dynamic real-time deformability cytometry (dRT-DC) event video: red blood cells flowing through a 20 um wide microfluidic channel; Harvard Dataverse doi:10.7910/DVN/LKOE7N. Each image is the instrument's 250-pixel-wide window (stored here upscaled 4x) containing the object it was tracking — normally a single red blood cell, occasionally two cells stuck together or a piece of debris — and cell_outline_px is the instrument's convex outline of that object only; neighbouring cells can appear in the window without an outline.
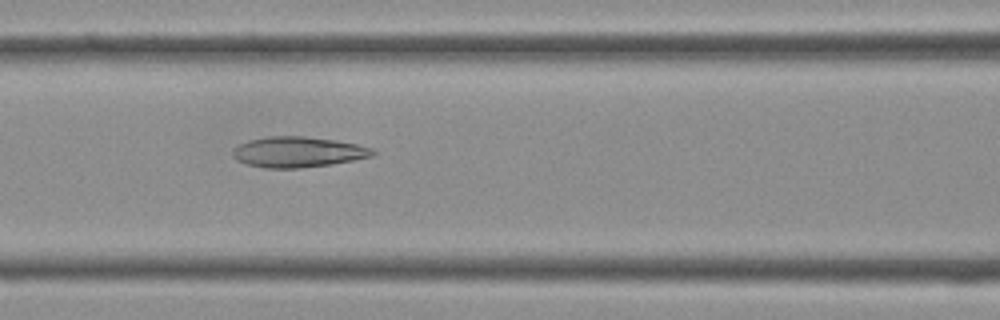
{"species": "Egyptian fruit bat (a non-hibernating species)", "species_latin": "Rousettus aegyptiacus", "temperature_condition": "cold", "stored_images_in_passage": 40, "camera_frame_rate_fps": 3000, "um_per_image_px": 0.085, "frame": {"image": 1, "passage_image": 17, "time_ms": 5.333, "image_size_px": [1000, 320], "cell_outline_px": [[376, 156], [332, 164], [296, 168], [264, 168], [248, 164], [236, 160], [232, 156], [232, 148], [248, 140], [264, 136], [304, 136], [336, 140], [356, 144], [372, 148], [376, 152]], "centroid_in_image_um": [25.32, 12.91], "position_along_channel_um": 141.3, "area_um2": 25.14}}
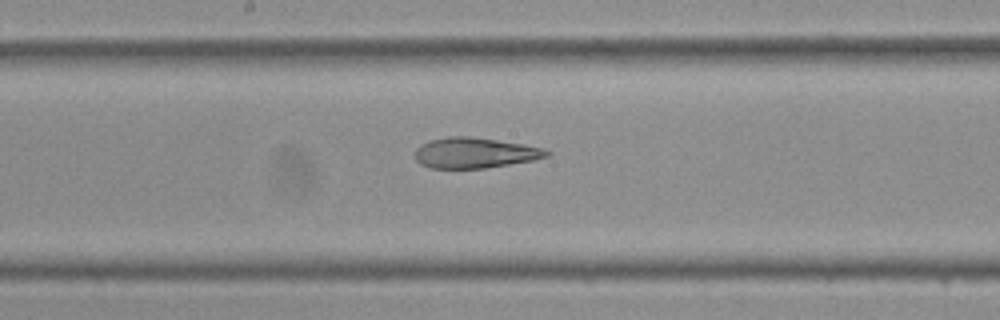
{"frame": {"image": 2, "passage_image": 21, "time_ms": 6.667, "image_size_px": [1000, 320], "cell_outline_px": [[552, 152], [548, 156], [532, 160], [484, 168], [428, 168], [420, 164], [416, 160], [416, 148], [420, 144], [428, 140], [448, 136], [468, 136], [524, 144], [544, 148]], "centroid_in_image_um": [40.33, 12.98], "position_along_channel_um": 207.9, "area_um2": 23.41}}
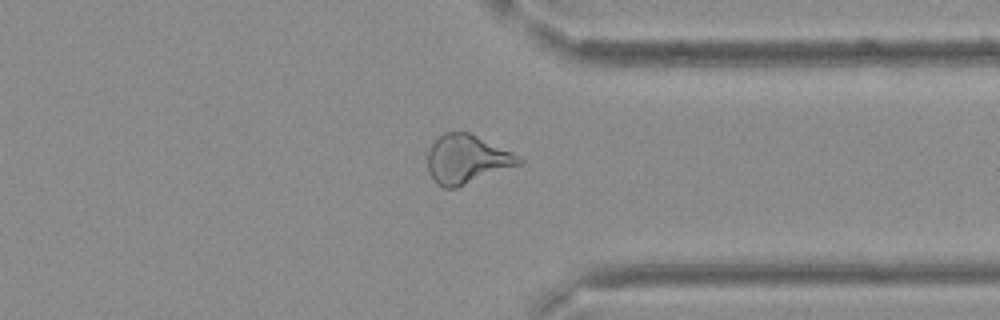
{"frame": {"image": 3, "passage_image": 31, "time_ms": 10.0, "image_size_px": [1000, 320], "cell_outline_px": [[524, 160], [520, 164], [456, 188], [444, 188], [436, 184], [428, 168], [428, 152], [432, 144], [444, 132], [468, 132], [512, 152]], "centroid_in_image_um": [39.66, 13.54], "position_along_channel_um": 371.7, "area_um2": 25.49}}